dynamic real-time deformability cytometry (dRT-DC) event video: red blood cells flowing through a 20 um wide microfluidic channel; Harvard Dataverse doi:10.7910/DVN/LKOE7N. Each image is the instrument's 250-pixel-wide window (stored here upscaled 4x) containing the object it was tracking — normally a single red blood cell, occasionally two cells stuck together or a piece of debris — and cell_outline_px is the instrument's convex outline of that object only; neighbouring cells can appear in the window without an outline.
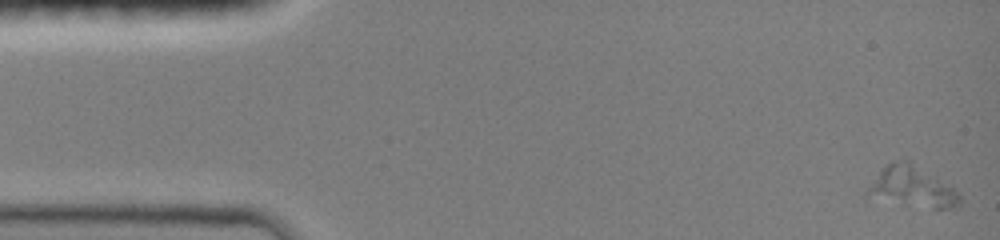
{"species": "common noctule bat (a hibernating species)", "species_latin": "Nyctalus noctula", "temperature_condition": "room temperature", "stored_images_in_passage": 48, "segment_of_instrument_passage": [1, 2], "camera_frame_rate_fps": 3000, "um_per_image_px": 0.085, "animal": {"sex": "female", "body_mass_g": 19.0, "forearm_length_mm": 51.5}, "frame": {"image": 1, "passage_image": 1, "time_ms": 0.0, "image_size_px": [1000, 240], "cell_outline_px": [[960, 204], [952, 208], [936, 208], [864, 196], [864, 192], [880, 168], [892, 160], [908, 160], [952, 188], [960, 196]], "centroid_in_image_um": [77.44, 15.85], "position_along_channel_um": 7.6, "area_um2": 21.1}}
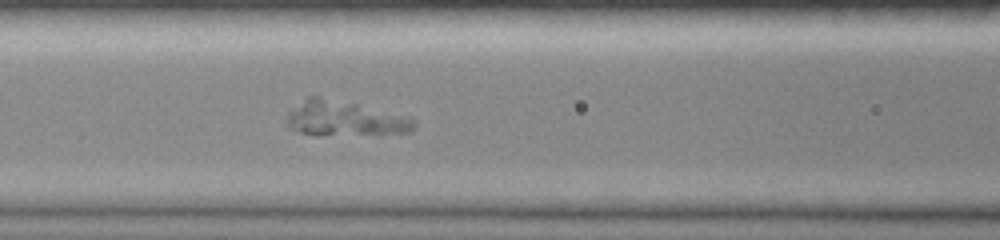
{"frame": {"image": 2, "passage_image": 20, "time_ms": 6.333, "image_size_px": [1000, 240], "cell_outline_px": [[416, 124], [412, 132], [380, 136], [316, 136], [300, 132], [292, 128], [288, 124], [288, 112], [292, 108], [308, 96], [320, 96], [412, 116], [416, 120]], "centroid_in_image_um": [29.42, 10.12], "position_along_channel_um": 137.2, "area_um2": 27.05}}
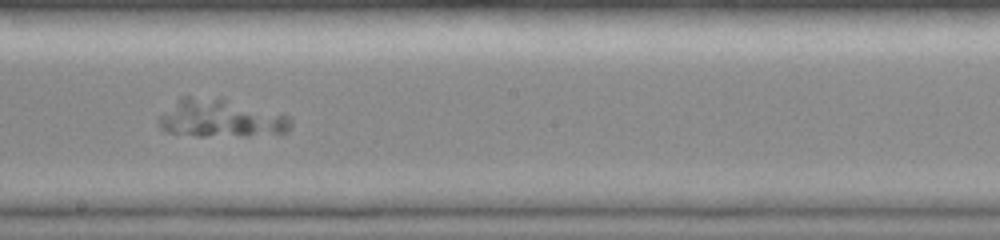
{"frame": {"image": 3, "passage_image": 27, "time_ms": 8.667, "image_size_px": [1000, 240], "cell_outline_px": [[292, 124], [288, 132], [244, 136], [196, 136], [164, 132], [160, 128], [160, 116], [180, 96], [220, 96], [288, 116], [292, 120]], "centroid_in_image_um": [18.76, 10.04], "position_along_channel_um": 229.4, "area_um2": 29.65}}